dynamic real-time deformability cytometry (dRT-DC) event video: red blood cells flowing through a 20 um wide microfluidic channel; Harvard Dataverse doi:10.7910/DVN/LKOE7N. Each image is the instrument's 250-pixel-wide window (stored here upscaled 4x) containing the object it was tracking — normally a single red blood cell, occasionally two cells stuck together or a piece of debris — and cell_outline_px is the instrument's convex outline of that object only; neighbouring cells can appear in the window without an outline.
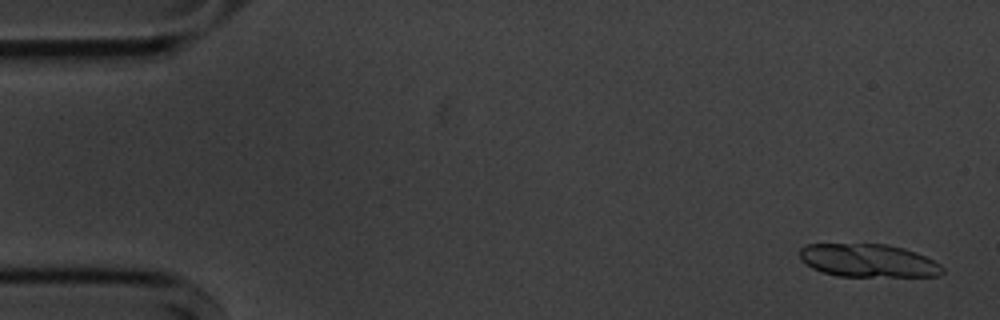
{"species": "common noctule bat (a hibernating species)", "species_latin": "Nyctalus noctula", "temperature_condition": "cold", "stored_images_in_passage": 6, "camera_frame_rate_fps": 3000, "um_per_image_px": 0.085, "animal": {"sex": "male", "body_mass_g": 20.1, "forearm_length_mm": 53.5}, "frame": {"image": 1, "passage_image": 1, "time_ms": 0.0, "image_size_px": [1000, 320], "cell_outline_px": [[944, 272], [940, 276], [836, 276], [812, 268], [800, 260], [800, 248], [808, 244], [888, 244], [904, 248], [916, 252], [940, 264], [944, 268]], "centroid_in_image_um": [73.81, 22.15], "position_along_channel_um": 11.2, "area_um2": 27.57}}
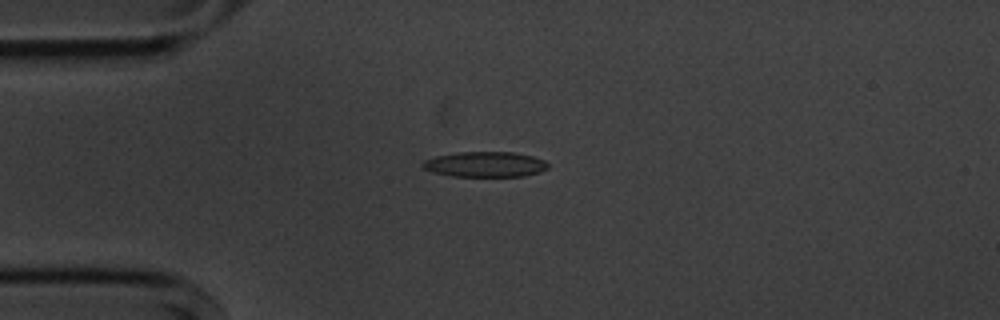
{"frame": {"image": 2, "passage_image": 6, "time_ms": 6.333, "image_size_px": [1000, 320], "cell_outline_px": [[548, 168], [540, 172], [524, 176], [452, 176], [432, 172], [424, 168], [420, 164], [424, 160], [436, 156], [460, 152], [512, 152], [532, 156], [544, 160], [548, 164]], "centroid_in_image_um": [41.23, 13.97], "position_along_channel_um": 43.8, "area_um2": 18.44}}